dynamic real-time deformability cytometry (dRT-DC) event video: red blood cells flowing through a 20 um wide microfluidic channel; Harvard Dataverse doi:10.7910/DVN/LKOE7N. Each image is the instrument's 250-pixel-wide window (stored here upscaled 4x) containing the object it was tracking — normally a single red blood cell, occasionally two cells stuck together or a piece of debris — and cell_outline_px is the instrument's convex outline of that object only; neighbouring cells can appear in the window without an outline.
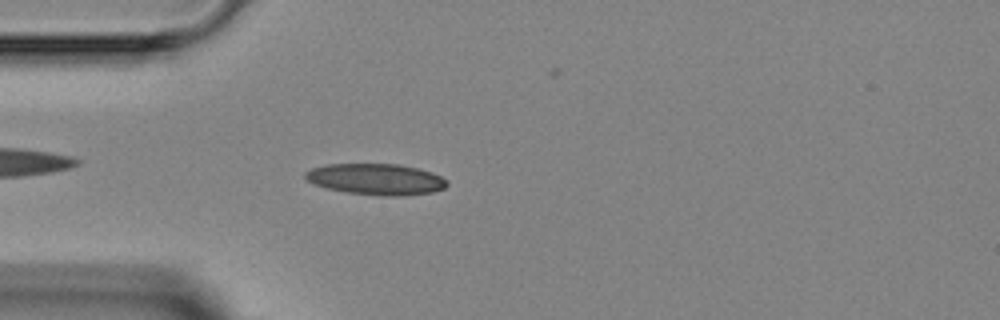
{"species": "Egyptian fruit bat (a non-hibernating species)", "species_latin": "Rousettus aegyptiacus", "temperature_condition": "room temperature", "stored_images_in_passage": 39, "camera_frame_rate_fps": 3000, "um_per_image_px": 0.085, "animal": {"sex": "female"}, "frame": {"image": 1, "passage_image": 4, "time_ms": 1.0, "image_size_px": [1000, 320], "cell_outline_px": [[448, 184], [444, 188], [432, 192], [404, 196], [380, 196], [348, 192], [328, 188], [316, 184], [308, 180], [304, 176], [304, 172], [312, 168], [328, 164], [400, 164], [432, 172], [448, 180]], "centroid_in_image_um": [32.0, 15.23], "position_along_channel_um": 53.0, "area_um2": 25.66}}
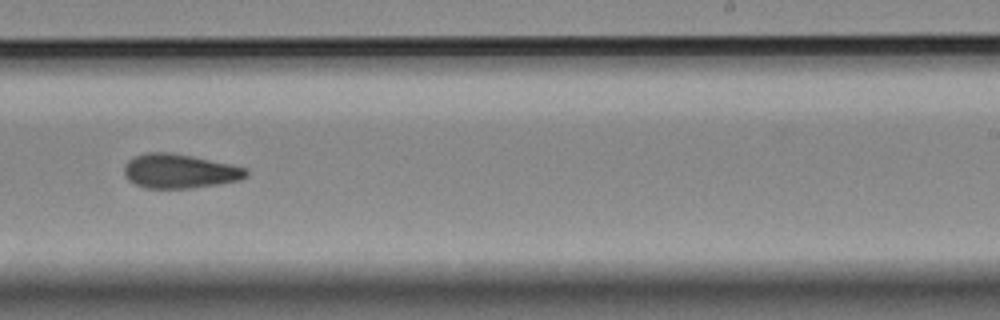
{"frame": {"image": 2, "passage_image": 20, "time_ms": 6.333, "image_size_px": [1000, 320], "cell_outline_px": [[248, 176], [240, 180], [220, 184], [188, 188], [148, 188], [136, 184], [128, 180], [124, 176], [124, 164], [128, 160], [144, 152], [172, 152], [232, 164], [244, 168], [248, 172]], "centroid_in_image_um": [15.25, 14.54], "position_along_channel_um": 273.7, "area_um2": 24.45}}
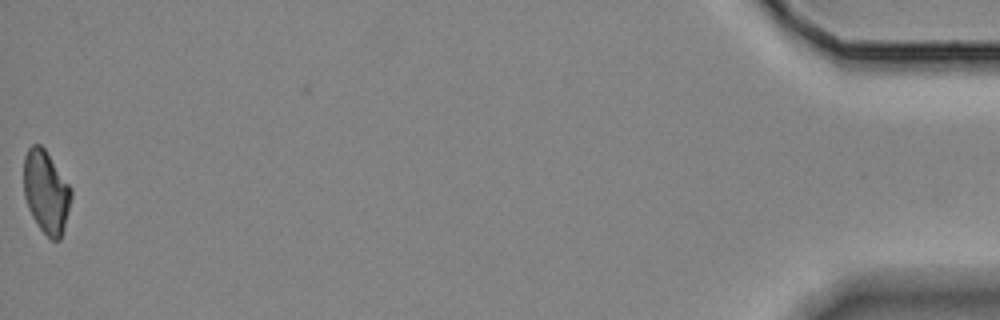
{"frame": {"image": 3, "passage_image": 38, "time_ms": 12.333, "image_size_px": [1000, 320], "cell_outline_px": [[72, 196], [64, 228], [60, 240], [52, 240], [40, 228], [32, 216], [28, 208], [24, 196], [24, 156], [28, 148], [32, 144], [40, 144], [44, 148], [72, 188]], "centroid_in_image_um": [3.92, 16.3], "position_along_channel_um": 431.3, "area_um2": 22.83}}